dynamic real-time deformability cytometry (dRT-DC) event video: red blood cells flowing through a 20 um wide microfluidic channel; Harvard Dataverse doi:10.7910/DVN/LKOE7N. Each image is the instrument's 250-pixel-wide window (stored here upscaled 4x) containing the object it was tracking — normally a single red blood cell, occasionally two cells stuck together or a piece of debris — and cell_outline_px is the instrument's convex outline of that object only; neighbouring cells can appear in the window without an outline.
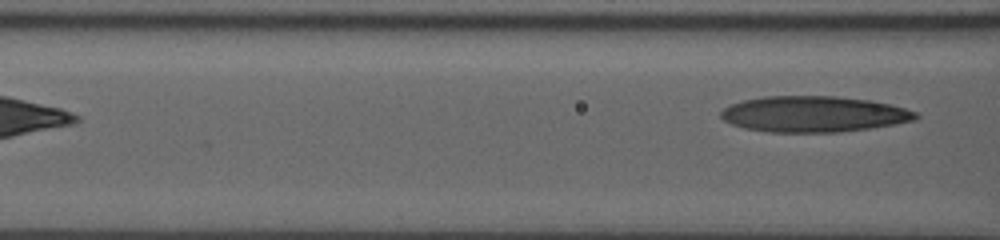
{"species": "human", "species_latin": "Homo sapiens", "temperature_condition": "room temperature", "stored_images_in_passage": 13, "segment_of_instrument_passage": [2, 2], "camera_frame_rate_fps": 3000, "um_per_image_px": 0.085, "donor": {"sex": "male"}, "frame": {"image": 1, "passage_image": 13, "time_ms": 4.0, "image_size_px": [1000, 240], "cell_outline_px": [[920, 116], [916, 120], [896, 124], [840, 132], [768, 132], [744, 128], [732, 124], [724, 120], [720, 116], [720, 112], [724, 108], [732, 104], [744, 100], [764, 96], [836, 96], [872, 100], [904, 108], [916, 112]], "centroid_in_image_um": [69.17, 9.7], "position_along_channel_um": 97.4, "area_um2": 40.81}}